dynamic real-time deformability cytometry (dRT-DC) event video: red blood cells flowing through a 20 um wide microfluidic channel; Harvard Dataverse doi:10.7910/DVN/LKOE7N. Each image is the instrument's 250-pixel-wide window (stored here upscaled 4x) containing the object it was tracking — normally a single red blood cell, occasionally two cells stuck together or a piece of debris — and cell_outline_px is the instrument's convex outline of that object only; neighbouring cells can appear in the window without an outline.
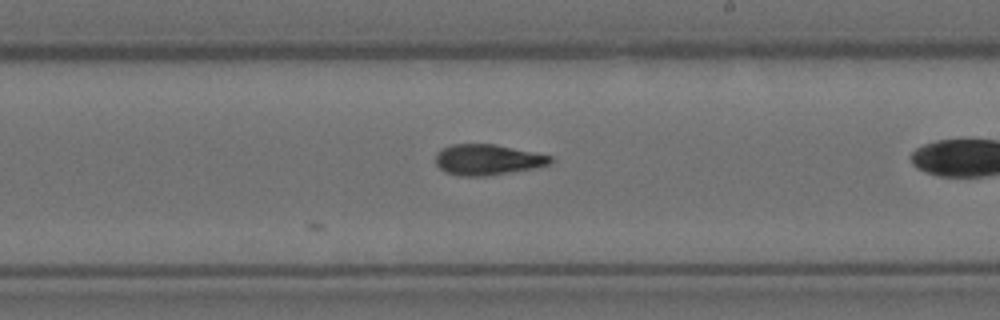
{"species": "Egyptian fruit bat (a non-hibernating species)", "species_latin": "Rousettus aegyptiacus", "temperature_condition": "room temperature", "stored_images_in_passage": 15, "camera_frame_rate_fps": 3000, "um_per_image_px": 0.085, "animal": {"sex": "female"}, "frame": {"image": 1, "passage_image": 15, "time_ms": 4.667, "image_size_px": [1000, 320], "cell_outline_px": [[556, 160], [552, 164], [532, 168], [484, 176], [464, 176], [448, 172], [440, 168], [436, 164], [436, 152], [452, 144], [496, 144], [552, 156]], "centroid_in_image_um": [41.48, 13.56], "position_along_channel_um": 247.5, "area_um2": 20.35}}